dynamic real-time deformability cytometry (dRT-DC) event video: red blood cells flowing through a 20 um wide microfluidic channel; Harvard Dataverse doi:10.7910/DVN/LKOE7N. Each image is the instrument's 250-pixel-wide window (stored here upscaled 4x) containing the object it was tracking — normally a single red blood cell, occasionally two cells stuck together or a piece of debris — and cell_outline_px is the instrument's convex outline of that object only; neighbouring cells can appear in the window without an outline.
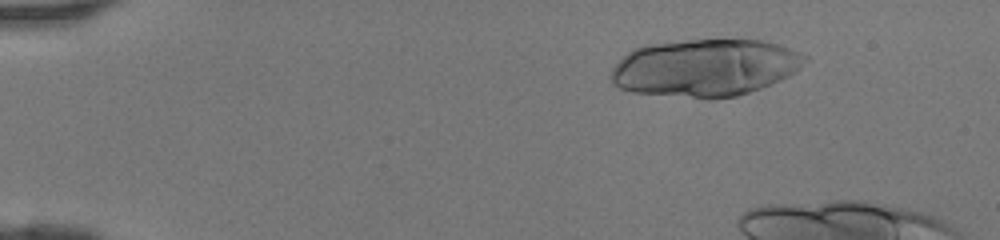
{"species": "human", "species_latin": "Homo sapiens", "temperature_condition": "room temperature", "stored_images_in_passage": 16, "camera_frame_rate_fps": 3000, "um_per_image_px": 0.085, "donor": {"sex": "female"}, "frame": {"image": 1, "passage_image": 7, "time_ms": 2.0, "image_size_px": [1000, 240], "cell_outline_px": [[808, 56], [800, 68], [796, 72], [780, 80], [760, 88], [736, 96], [712, 100], [704, 100], [632, 92], [620, 88], [612, 84], [608, 76], [612, 68], [632, 48], [644, 44], [688, 40], [760, 40], [776, 44], [788, 48]], "centroid_in_image_um": [59.87, 5.78], "position_along_channel_um": 25.1, "area_um2": 65.31}}